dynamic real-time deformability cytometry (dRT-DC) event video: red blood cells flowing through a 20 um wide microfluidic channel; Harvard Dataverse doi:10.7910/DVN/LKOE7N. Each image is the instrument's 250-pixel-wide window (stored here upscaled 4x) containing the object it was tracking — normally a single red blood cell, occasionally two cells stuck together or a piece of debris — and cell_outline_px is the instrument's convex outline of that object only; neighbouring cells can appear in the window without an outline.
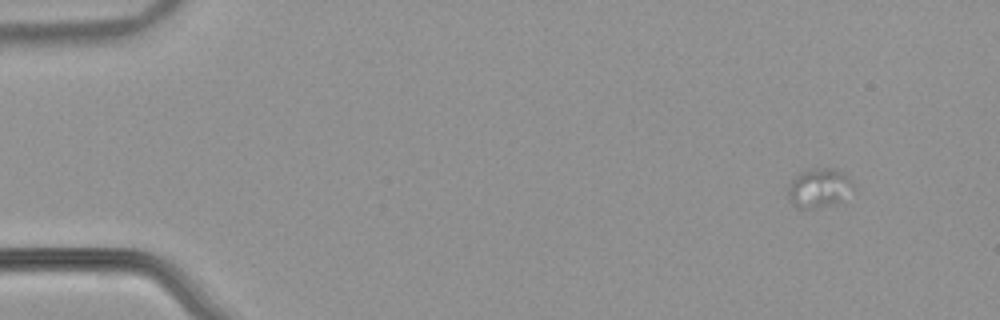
{"species": "common noctule bat (a hibernating species)", "species_latin": "Nyctalus noctula", "temperature_condition": "warm", "stored_images_in_passage": 17, "camera_frame_rate_fps": 3000, "um_per_image_px": 0.085, "animal": {"sex": "male", "body_mass_g": 21.5, "forearm_length_mm": 52.0}, "frame": {"image": 1, "passage_image": 1, "time_ms": 0.0, "image_size_px": [1000, 320], "cell_outline_px": [[852, 188], [840, 200], [828, 204], [812, 208], [796, 208], [792, 204], [788, 196], [788, 188], [792, 180], [800, 172], [812, 168], [832, 168], [844, 172], [852, 184]], "centroid_in_image_um": [69.56, 15.95], "position_along_channel_um": 15.4, "area_um2": 14.39}}